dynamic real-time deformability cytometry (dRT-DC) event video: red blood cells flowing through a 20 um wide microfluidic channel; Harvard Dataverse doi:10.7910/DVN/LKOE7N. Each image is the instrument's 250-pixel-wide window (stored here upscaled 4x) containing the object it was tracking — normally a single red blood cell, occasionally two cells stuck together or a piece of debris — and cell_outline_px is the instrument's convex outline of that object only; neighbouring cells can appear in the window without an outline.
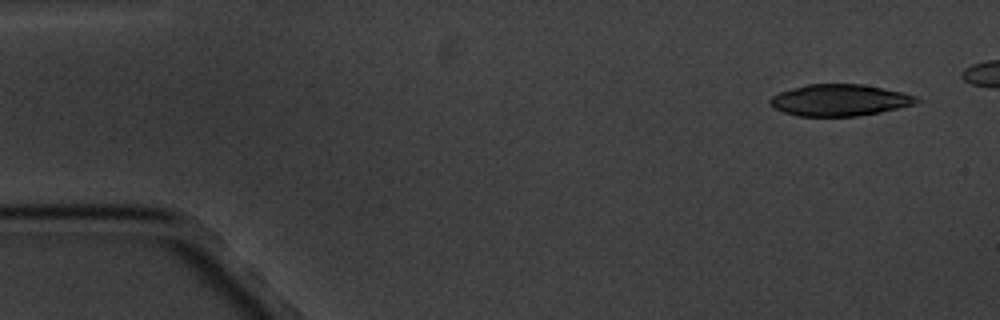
{"species": "common noctule bat (a hibernating species)", "species_latin": "Nyctalus noctula", "temperature_condition": "cold", "stored_images_in_passage": 5, "camera_frame_rate_fps": 3000, "um_per_image_px": 0.085, "animal": {"sex": "male", "body_mass_g": 20.1, "forearm_length_mm": 53.5}, "frame": {"image": 1, "passage_image": 1, "time_ms": 0.0, "image_size_px": [1000, 320], "cell_outline_px": [[924, 100], [916, 104], [880, 112], [856, 116], [796, 116], [784, 112], [776, 108], [768, 100], [772, 96], [780, 92], [792, 88], [808, 84], [860, 84], [900, 92], [916, 96]], "centroid_in_image_um": [71.39, 8.52], "position_along_channel_um": 13.6, "area_um2": 26.76}}